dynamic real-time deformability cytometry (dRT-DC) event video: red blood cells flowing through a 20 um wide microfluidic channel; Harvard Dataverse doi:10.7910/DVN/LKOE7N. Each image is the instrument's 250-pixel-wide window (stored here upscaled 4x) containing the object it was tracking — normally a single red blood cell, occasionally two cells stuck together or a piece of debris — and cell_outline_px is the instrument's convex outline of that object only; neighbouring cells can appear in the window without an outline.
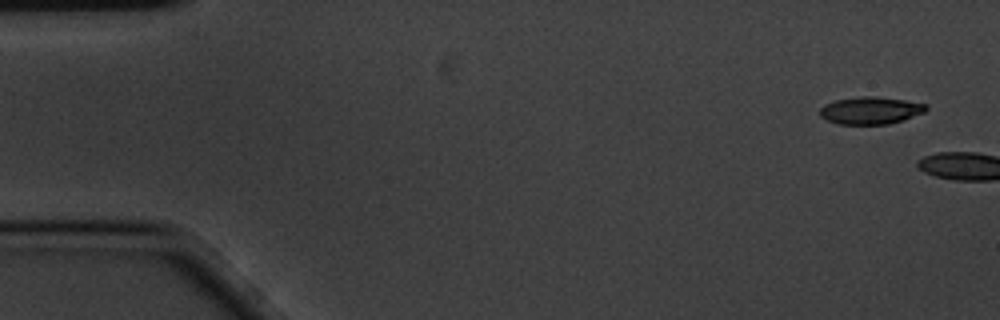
{"species": "common noctule bat (a hibernating species)", "species_latin": "Nyctalus noctula", "temperature_condition": "cold", "stored_images_in_passage": 2, "camera_frame_rate_fps": 3000, "um_per_image_px": 0.085, "animal": {"sex": "male", "body_mass_g": 20.1, "forearm_length_mm": 53.5}, "frame": {"image": 1, "passage_image": 1, "time_ms": 0.0, "image_size_px": [1000, 320], "cell_outline_px": [[928, 108], [924, 112], [904, 120], [888, 124], [836, 124], [820, 116], [820, 108], [824, 104], [836, 100], [860, 96], [876, 96], [904, 100], [928, 104]], "centroid_in_image_um": [74.0, 9.38], "position_along_channel_um": 11.0, "area_um2": 16.99}}